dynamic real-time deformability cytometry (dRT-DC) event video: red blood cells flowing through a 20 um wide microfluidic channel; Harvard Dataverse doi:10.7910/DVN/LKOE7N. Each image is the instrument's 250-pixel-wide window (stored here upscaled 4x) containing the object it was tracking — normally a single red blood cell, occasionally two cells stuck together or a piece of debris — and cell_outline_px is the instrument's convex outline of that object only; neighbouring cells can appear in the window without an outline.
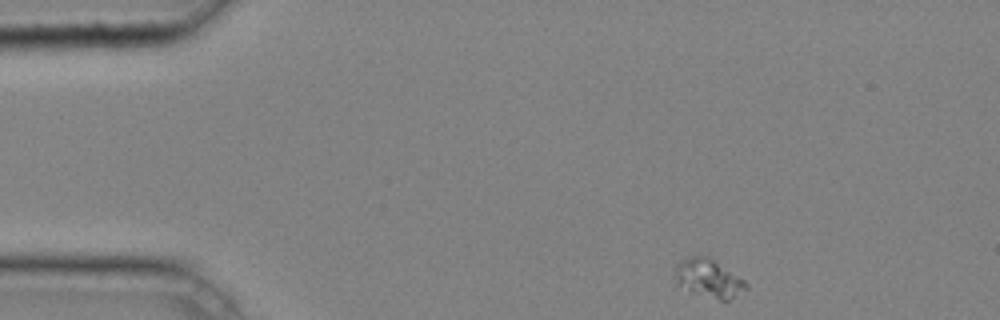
{"species": "common noctule bat (a hibernating species)", "species_latin": "Nyctalus noctula", "temperature_condition": "cold", "stored_images_in_passage": 41, "camera_frame_rate_fps": 3000, "um_per_image_px": 0.085, "animal": {"sex": "male", "body_mass_g": 20.4}, "frame": {"image": 1, "passage_image": 1, "time_ms": 0.0, "image_size_px": [1000, 320], "cell_outline_px": [[748, 288], [728, 300], [720, 300], [692, 292], [676, 284], [676, 264], [680, 260], [688, 256], [708, 256], [744, 280], [748, 284]], "centroid_in_image_um": [60.22, 23.65], "position_along_channel_um": 24.8, "area_um2": 15.66}}
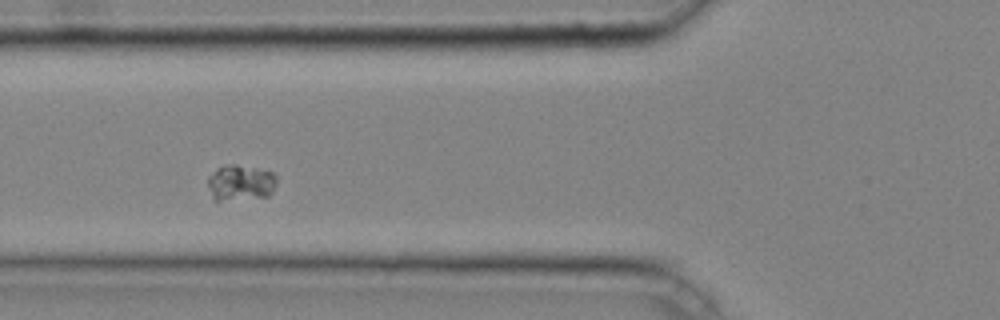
{"frame": {"image": 2, "passage_image": 12, "time_ms": 3.667, "image_size_px": [1000, 320], "cell_outline_px": [[276, 184], [272, 192], [268, 196], [216, 200], [212, 200], [208, 188], [208, 176], [216, 168], [228, 164], [236, 164], [272, 172], [276, 176]], "centroid_in_image_um": [20.41, 15.51], "position_along_channel_um": 105.4, "area_um2": 14.28}}
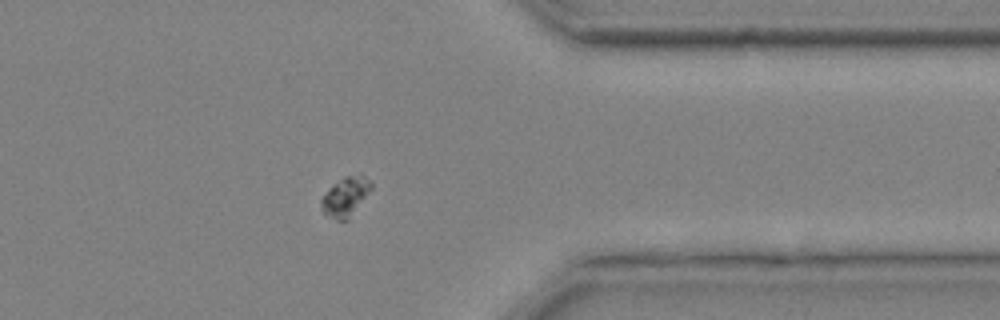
{"frame": {"image": 3, "passage_image": 33, "time_ms": 10.667, "image_size_px": [1000, 320], "cell_outline_px": [[372, 188], [348, 220], [336, 220], [324, 212], [320, 208], [320, 200], [332, 184], [344, 176], [364, 176], [372, 184]], "centroid_in_image_um": [29.34, 16.73], "position_along_channel_um": 382.1, "area_um2": 11.16}}